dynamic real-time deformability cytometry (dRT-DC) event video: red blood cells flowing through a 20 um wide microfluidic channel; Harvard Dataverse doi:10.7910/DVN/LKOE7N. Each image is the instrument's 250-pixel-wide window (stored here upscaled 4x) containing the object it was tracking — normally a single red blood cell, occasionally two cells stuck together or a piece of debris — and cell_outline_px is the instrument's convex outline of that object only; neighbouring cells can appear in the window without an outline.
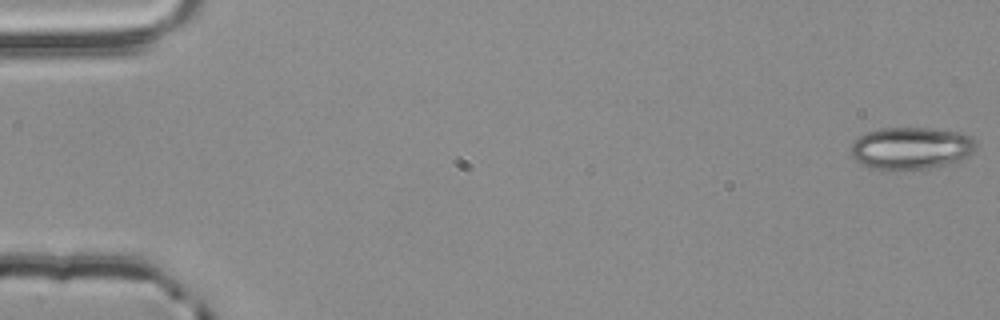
{"species": "common noctule bat (a hibernating species)", "species_latin": "Nyctalus noctula", "temperature_condition": "room temperature", "stored_images_in_passage": 5, "segment_of_instrument_passage": [2, 2], "camera_frame_rate_fps": 3000, "um_per_image_px": 0.085, "animal": {"sex": "male", "body_mass_g": 20.4}, "frame": {"image": 1, "passage_image": 5, "time_ms": 1.333, "image_size_px": [1000, 320], "cell_outline_px": [[976, 148], [968, 156], [960, 160], [928, 168], [872, 168], [860, 164], [852, 156], [852, 140], [856, 136], [864, 132], [880, 128], [928, 128], [960, 132], [972, 136], [976, 144]], "centroid_in_image_um": [77.42, 12.55], "position_along_channel_um": 7.6, "area_um2": 30.58}}